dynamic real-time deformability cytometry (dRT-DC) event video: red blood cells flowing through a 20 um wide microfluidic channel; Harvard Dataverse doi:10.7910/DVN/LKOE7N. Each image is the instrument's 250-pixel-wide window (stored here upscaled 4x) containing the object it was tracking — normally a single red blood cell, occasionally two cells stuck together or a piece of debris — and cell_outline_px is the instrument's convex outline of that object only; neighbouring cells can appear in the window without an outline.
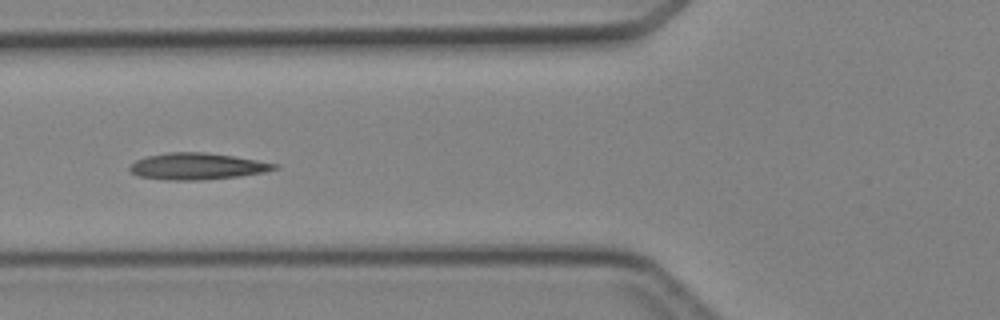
{"species": "Egyptian fruit bat (a non-hibernating species)", "species_latin": "Rousettus aegyptiacus", "temperature_condition": "cold", "stored_images_in_passage": 4, "camera_frame_rate_fps": 3000, "um_per_image_px": 0.085, "animal": {"sex": "female"}, "frame": {"image": 1, "passage_image": 4, "time_ms": 4.333, "image_size_px": [1000, 320], "cell_outline_px": [[280, 168], [264, 172], [240, 176], [200, 180], [168, 180], [140, 176], [132, 172], [128, 168], [136, 160], [148, 156], [168, 152], [208, 152], [280, 164]], "centroid_in_image_um": [16.8, 14.13], "position_along_channel_um": 109.0, "area_um2": 22.31}}